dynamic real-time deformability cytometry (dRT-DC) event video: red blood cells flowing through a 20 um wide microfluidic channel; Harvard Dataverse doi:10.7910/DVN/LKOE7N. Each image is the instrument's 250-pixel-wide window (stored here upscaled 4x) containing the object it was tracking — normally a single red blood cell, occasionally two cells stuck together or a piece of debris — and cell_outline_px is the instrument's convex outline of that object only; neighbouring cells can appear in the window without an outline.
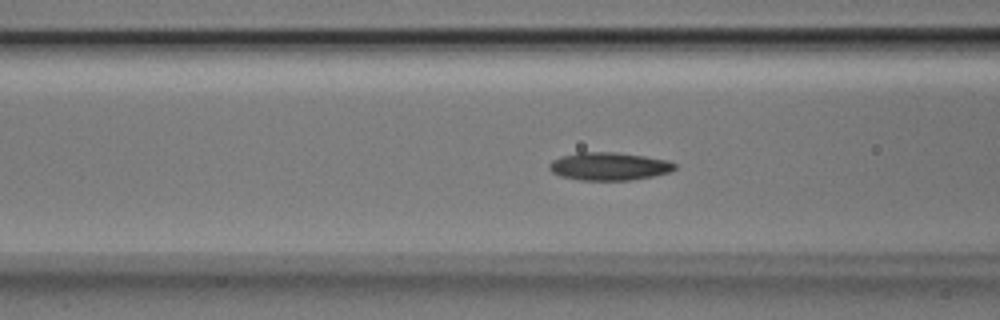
{"species": "Egyptian fruit bat (a non-hibernating species)", "species_latin": "Rousettus aegyptiacus", "temperature_condition": "room temperature", "stored_images_in_passage": 52, "camera_frame_rate_fps": 3000, "um_per_image_px": 0.085, "animal": {"sex": "male"}, "frame": {"image": 1, "passage_image": 20, "time_ms": 6.333, "image_size_px": [1000, 320], "cell_outline_px": [[676, 168], [668, 172], [652, 176], [628, 180], [580, 180], [560, 176], [552, 172], [548, 168], [548, 164], [552, 160], [560, 156], [576, 152], [612, 152], [644, 156], [668, 160], [676, 164]], "centroid_in_image_um": [51.72, 14.13], "position_along_channel_um": 114.9, "area_um2": 20.4}}
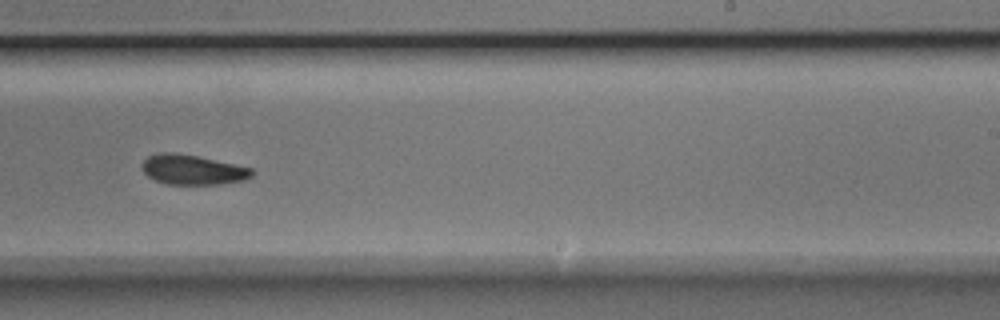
{"frame": {"image": 2, "passage_image": 32, "time_ms": 10.333, "image_size_px": [1000, 320], "cell_outline_px": [[256, 172], [252, 176], [244, 180], [220, 184], [168, 184], [156, 180], [148, 176], [144, 172], [140, 164], [148, 156], [160, 152], [172, 152], [196, 156], [252, 168]], "centroid_in_image_um": [16.37, 14.42], "position_along_channel_um": 272.6, "area_um2": 19.02}}
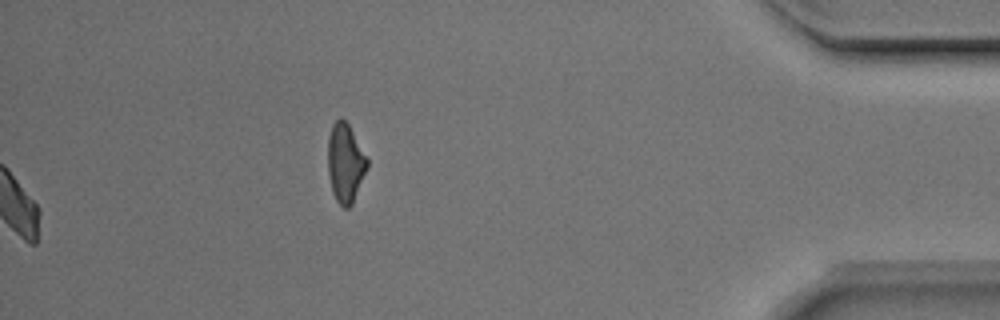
{"frame": {"image": 3, "passage_image": 52, "time_ms": 17.0, "image_size_px": [1000, 320], "cell_outline_px": [[368, 168], [352, 204], [348, 208], [344, 208], [336, 200], [332, 192], [328, 172], [328, 136], [332, 124], [340, 116], [348, 124], [368, 160]], "centroid_in_image_um": [29.34, 13.86], "position_along_channel_um": 405.9, "area_um2": 18.03}, "authors_computed_cell_mechanics": {"area_um2": 19.1896, "velocity_mm_per_s": 3.9534, "shape_relaxation_time_tau1_ms": 3.255, "shape_relaxation_time_tau2_ms": 2.9294, "deformation_change_tau1": 0.0881, "deformation_change_tau2": 0.07}}